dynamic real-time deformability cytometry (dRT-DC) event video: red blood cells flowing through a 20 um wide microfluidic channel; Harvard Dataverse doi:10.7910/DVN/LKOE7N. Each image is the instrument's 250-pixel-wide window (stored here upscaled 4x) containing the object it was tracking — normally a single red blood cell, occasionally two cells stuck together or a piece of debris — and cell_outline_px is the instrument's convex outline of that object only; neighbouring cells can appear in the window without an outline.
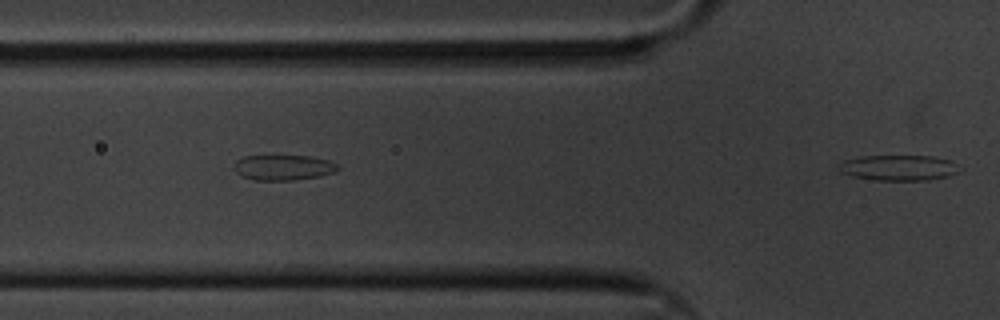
{"species": "common noctule bat (a hibernating species)", "species_latin": "Nyctalus noctula", "temperature_condition": "cold", "stored_images_in_passage": 15, "segment_of_instrument_passage": [2, 2], "camera_frame_rate_fps": 3000, "um_per_image_px": 0.085, "animal": {"sex": "male", "body_mass_g": 20.1, "forearm_length_mm": 53.5}, "frame": {"image": 1, "passage_image": 15, "time_ms": 4.667, "image_size_px": [1000, 320], "cell_outline_px": [[964, 168], [948, 176], [928, 180], [876, 180], [852, 176], [840, 172], [840, 164], [844, 160], [860, 156], [932, 156], [948, 160]], "centroid_in_image_um": [76.4, 14.26], "position_along_channel_um": 49.4, "area_um2": 17.86}}